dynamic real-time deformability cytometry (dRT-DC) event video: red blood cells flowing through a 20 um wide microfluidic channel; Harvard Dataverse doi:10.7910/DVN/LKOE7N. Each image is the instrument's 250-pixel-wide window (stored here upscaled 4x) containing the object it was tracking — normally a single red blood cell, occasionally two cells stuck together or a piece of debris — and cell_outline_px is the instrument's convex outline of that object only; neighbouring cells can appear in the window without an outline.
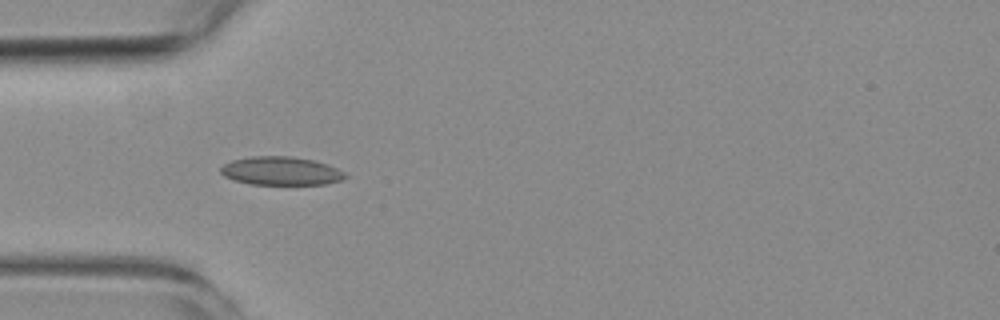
{"species": "common noctule bat (a hibernating species)", "species_latin": "Nyctalus noctula", "temperature_condition": "room temperature", "stored_images_in_passage": 3, "camera_frame_rate_fps": 3000, "um_per_image_px": 0.085, "animal": {"sex": "female", "body_mass_g": 19.3, "forearm_length_mm": 54.1}, "frame": {"image": 1, "passage_image": 2, "time_ms": 2.333, "image_size_px": [1000, 320], "cell_outline_px": [[348, 176], [344, 180], [324, 184], [252, 184], [232, 180], [224, 176], [220, 172], [220, 168], [224, 164], [232, 160], [252, 156], [292, 156], [316, 160], [328, 164], [344, 172]], "centroid_in_image_um": [23.9, 14.52], "position_along_channel_um": 61.1, "area_um2": 20.81}}
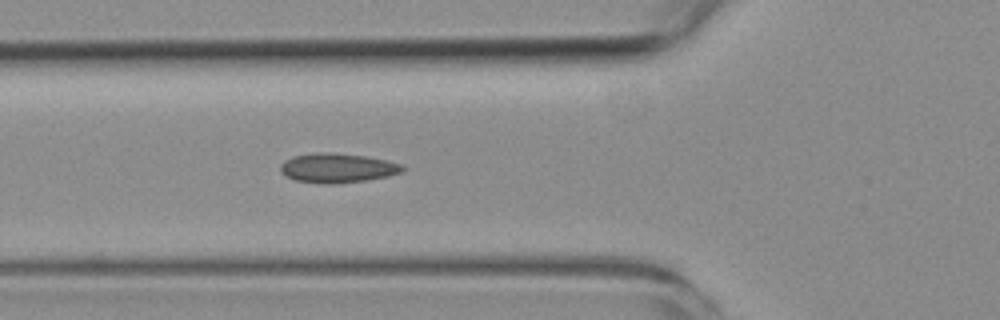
{"frame": {"image": 2, "passage_image": 3, "time_ms": 3.333, "image_size_px": [1000, 320], "cell_outline_px": [[408, 168], [400, 172], [388, 176], [364, 180], [336, 184], [320, 184], [296, 180], [284, 176], [280, 172], [280, 164], [284, 160], [292, 156], [320, 152], [332, 152], [364, 156], [384, 160], [400, 164]], "centroid_in_image_um": [28.62, 14.28], "position_along_channel_um": 97.2, "area_um2": 20.98}}